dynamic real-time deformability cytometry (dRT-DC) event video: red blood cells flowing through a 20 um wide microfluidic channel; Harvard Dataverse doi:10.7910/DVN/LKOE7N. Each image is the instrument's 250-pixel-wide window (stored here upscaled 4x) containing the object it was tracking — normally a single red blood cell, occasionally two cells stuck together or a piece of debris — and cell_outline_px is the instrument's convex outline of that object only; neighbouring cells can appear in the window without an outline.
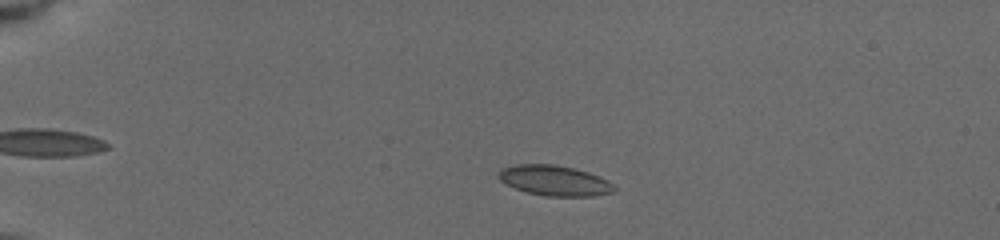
{"species": "common noctule bat (a hibernating species)", "species_latin": "Nyctalus noctula", "temperature_condition": "cold", "stored_images_in_passage": 31, "camera_frame_rate_fps": 3000, "um_per_image_px": 0.085, "animal": {"sex": "female", "body_mass_g": 19.5, "forearm_length_mm": 54.1}, "frame": {"image": 1, "passage_image": 10, "time_ms": 3.0, "image_size_px": [1000, 240], "cell_outline_px": [[616, 192], [592, 196], [544, 196], [528, 192], [516, 188], [500, 180], [496, 176], [496, 172], [500, 168], [516, 164], [552, 164], [572, 168], [588, 172], [600, 176], [608, 180], [616, 188]], "centroid_in_image_um": [47.13, 15.34], "position_along_channel_um": 37.9, "area_um2": 20.52}}
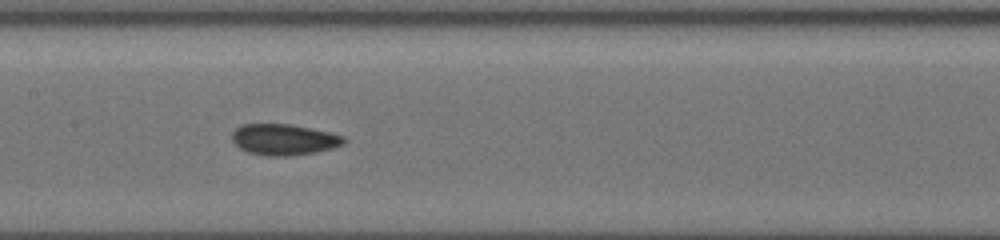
{"frame": {"image": 2, "passage_image": 22, "time_ms": 8.333, "image_size_px": [1000, 240], "cell_outline_px": [[348, 140], [344, 144], [332, 148], [316, 152], [288, 156], [268, 156], [248, 152], [240, 148], [232, 140], [232, 132], [240, 124], [288, 124], [328, 132], [344, 136]], "centroid_in_image_um": [24.13, 11.86], "position_along_channel_um": 183.3, "area_um2": 20.17}}
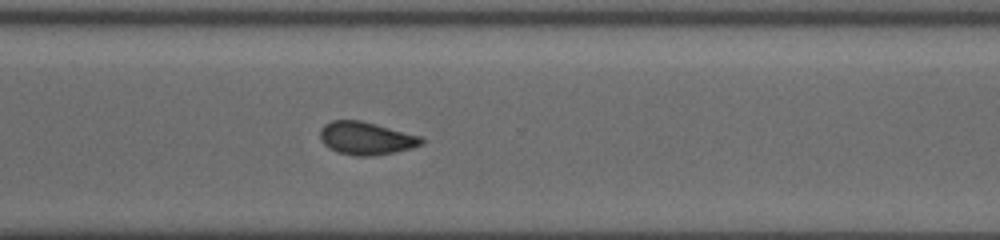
{"frame": {"image": 3, "passage_image": 31, "time_ms": 12.333, "image_size_px": [1000, 240], "cell_outline_px": [[424, 144], [412, 148], [372, 156], [356, 156], [336, 152], [328, 148], [320, 140], [320, 128], [324, 124], [332, 120], [360, 120], [424, 136]], "centroid_in_image_um": [31.13, 11.75], "position_along_channel_um": 339.5, "area_um2": 19.71}}